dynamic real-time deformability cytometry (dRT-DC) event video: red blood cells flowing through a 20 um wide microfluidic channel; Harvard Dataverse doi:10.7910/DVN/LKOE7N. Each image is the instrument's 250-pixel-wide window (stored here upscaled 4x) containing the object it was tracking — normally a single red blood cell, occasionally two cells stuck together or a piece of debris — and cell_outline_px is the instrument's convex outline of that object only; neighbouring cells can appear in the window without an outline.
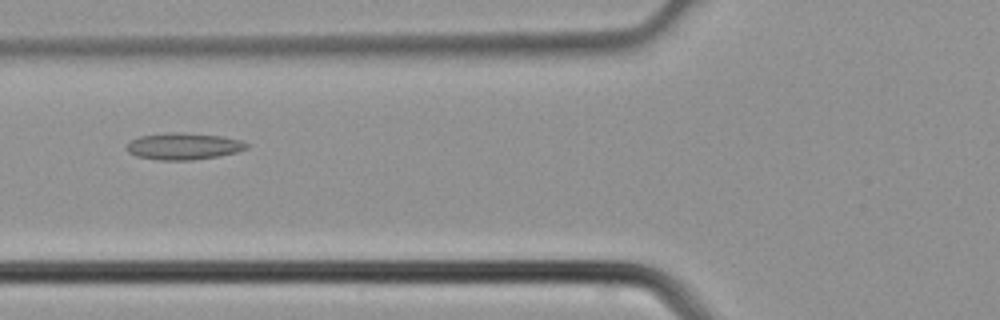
{"species": "common noctule bat (a hibernating species)", "species_latin": "Nyctalus noctula", "temperature_condition": "cold", "stored_images_in_passage": 7, "camera_frame_rate_fps": 3000, "um_per_image_px": 0.085, "animal": {"sex": "male", "body_mass_g": 21.5, "forearm_length_mm": 52.0}, "frame": {"image": 1, "passage_image": 6, "time_ms": 1.667, "image_size_px": [1000, 320], "cell_outline_px": [[248, 148], [236, 152], [220, 156], [192, 160], [160, 160], [136, 156], [128, 152], [124, 148], [132, 140], [140, 136], [168, 132], [180, 132], [220, 136], [240, 140], [248, 144]], "centroid_in_image_um": [15.58, 12.43], "position_along_channel_um": 110.2, "area_um2": 18.67}}
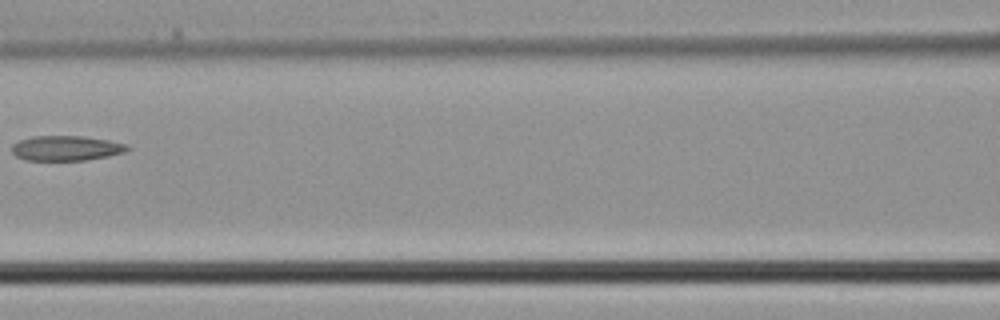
{"frame": {"image": 2, "passage_image": 7, "time_ms": 2.0, "image_size_px": [1000, 320], "cell_outline_px": [[132, 148], [124, 152], [108, 156], [88, 160], [24, 160], [16, 156], [12, 152], [12, 144], [20, 140], [32, 136], [84, 136], [108, 140], [128, 144]], "centroid_in_image_um": [5.64, 12.59], "position_along_channel_um": 161.0, "area_um2": 16.94}}